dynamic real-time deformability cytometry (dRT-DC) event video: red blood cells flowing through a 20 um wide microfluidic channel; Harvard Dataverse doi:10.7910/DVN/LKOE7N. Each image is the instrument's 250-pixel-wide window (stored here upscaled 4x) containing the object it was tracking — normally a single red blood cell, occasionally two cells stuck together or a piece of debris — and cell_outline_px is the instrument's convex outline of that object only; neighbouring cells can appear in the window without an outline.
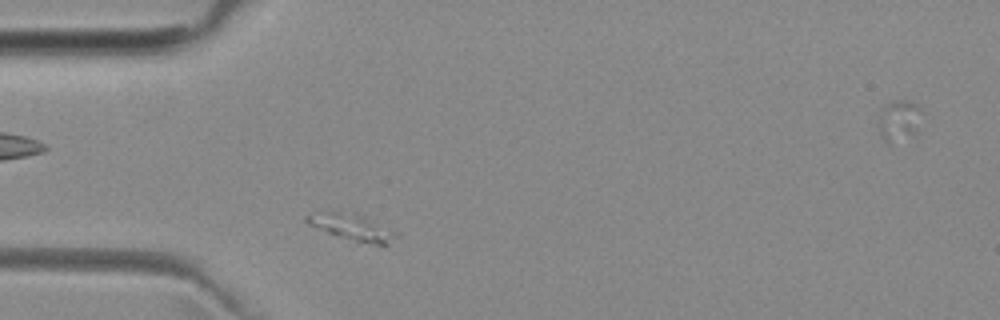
{"species": "common noctule bat (a hibernating species)", "species_latin": "Nyctalus noctula", "temperature_condition": "room temperature", "stored_images_in_passage": 3, "camera_frame_rate_fps": 3000, "um_per_image_px": 0.085, "animal": {"sex": "female", "body_mass_g": 29.2, "forearm_length_mm": 56.3}, "frame": {"image": 1, "passage_image": 2, "time_ms": 1.0, "image_size_px": [1000, 320], "cell_outline_px": [[400, 236], [384, 248], [340, 236], [328, 232], [308, 224], [304, 220], [304, 216], [324, 212], [356, 212], [400, 232]], "centroid_in_image_um": [30.09, 19.34], "position_along_channel_um": 54.9, "area_um2": 14.05}}